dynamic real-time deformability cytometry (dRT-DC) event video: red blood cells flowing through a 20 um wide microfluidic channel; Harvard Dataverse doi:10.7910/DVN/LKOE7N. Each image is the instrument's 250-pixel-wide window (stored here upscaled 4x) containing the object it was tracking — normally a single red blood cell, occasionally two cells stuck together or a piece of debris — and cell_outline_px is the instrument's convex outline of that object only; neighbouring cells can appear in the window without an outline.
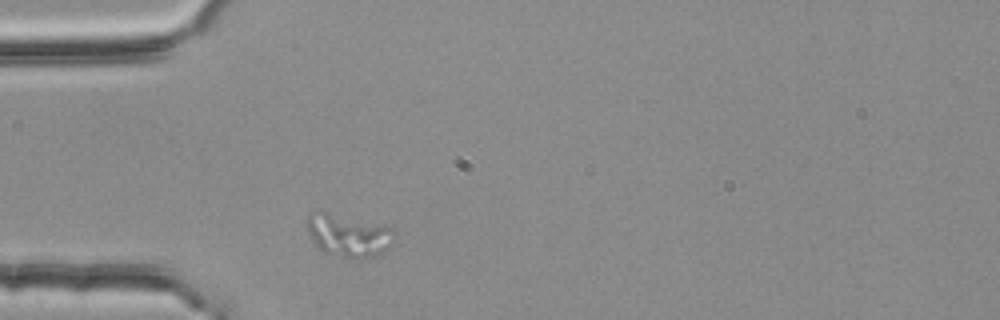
{"species": "common noctule bat (a hibernating species)", "species_latin": "Nyctalus noctula", "temperature_condition": "room temperature", "stored_images_in_passage": 1, "camera_frame_rate_fps": 3000, "um_per_image_px": 0.085, "animal": {"sex": "female", "body_mass_g": 25.1}, "frame": {"image": 1, "passage_image": 1, "time_ms": 0.0, "image_size_px": [1000, 320], "cell_outline_px": [[396, 236], [392, 244], [388, 248], [372, 256], [348, 256], [324, 252], [316, 244], [308, 232], [308, 212], [328, 212], [392, 228], [396, 232]], "centroid_in_image_um": [29.63, 19.97], "position_along_channel_um": 55.4, "area_um2": 20.69}}